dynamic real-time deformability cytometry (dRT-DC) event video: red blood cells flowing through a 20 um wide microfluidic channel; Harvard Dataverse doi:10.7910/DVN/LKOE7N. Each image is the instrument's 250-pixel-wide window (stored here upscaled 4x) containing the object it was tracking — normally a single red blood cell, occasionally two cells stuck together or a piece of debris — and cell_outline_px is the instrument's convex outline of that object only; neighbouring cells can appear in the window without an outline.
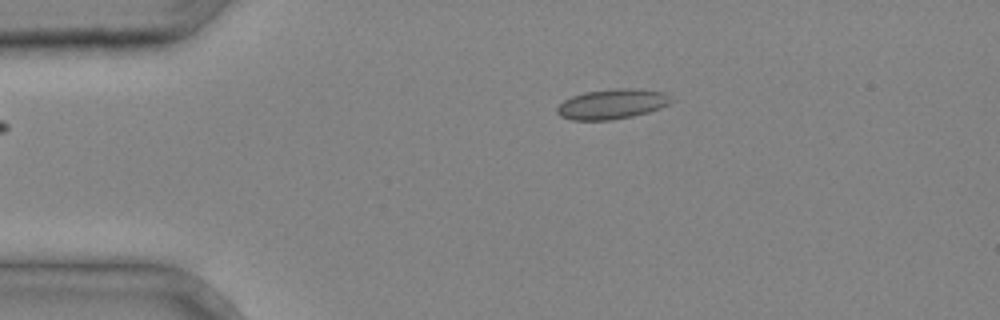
{"species": "common noctule bat (a hibernating species)", "species_latin": "Nyctalus noctula", "temperature_condition": "cold", "stored_images_in_passage": 3, "camera_frame_rate_fps": 3000, "um_per_image_px": 0.085, "animal": {"sex": "male", "body_mass_g": 20.4}, "frame": {"image": 1, "passage_image": 1, "time_ms": 0.0, "image_size_px": [1000, 320], "cell_outline_px": [[672, 100], [668, 104], [660, 108], [648, 112], [632, 116], [612, 120], [572, 120], [560, 116], [556, 112], [556, 108], [564, 100], [572, 96], [584, 92], [616, 88], [628, 88], [664, 92]], "centroid_in_image_um": [51.98, 8.85], "position_along_channel_um": 33.0, "area_um2": 19.83}}